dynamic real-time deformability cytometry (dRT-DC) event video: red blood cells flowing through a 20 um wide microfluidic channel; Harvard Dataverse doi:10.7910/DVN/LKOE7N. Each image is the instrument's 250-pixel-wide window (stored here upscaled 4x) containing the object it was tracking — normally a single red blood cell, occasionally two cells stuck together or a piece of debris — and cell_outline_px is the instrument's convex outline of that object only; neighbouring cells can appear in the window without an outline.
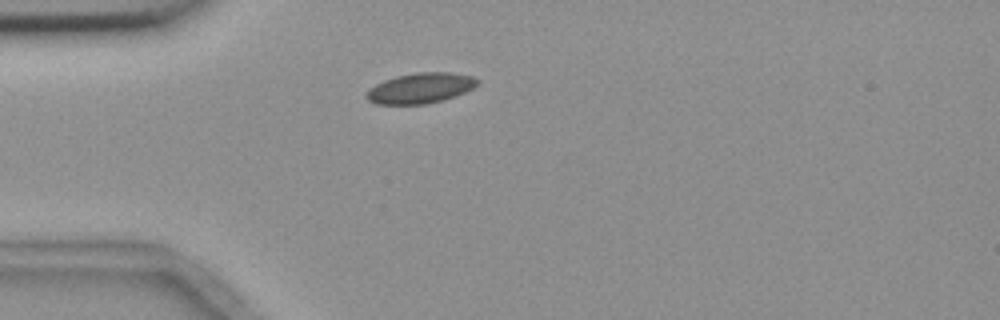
{"species": "common noctule bat (a hibernating species)", "species_latin": "Nyctalus noctula", "temperature_condition": "room temperature", "stored_images_in_passage": 3, "camera_frame_rate_fps": 3000, "um_per_image_px": 0.085, "animal": {"sex": "female", "body_mass_g": 18.4}, "frame": {"image": 1, "passage_image": 3, "time_ms": 2.333, "image_size_px": [1000, 320], "cell_outline_px": [[480, 80], [472, 88], [464, 92], [440, 100], [424, 104], [376, 104], [368, 100], [364, 96], [368, 88], [384, 80], [396, 76], [416, 72], [452, 72], [472, 76]], "centroid_in_image_um": [35.68, 7.48], "position_along_channel_um": 49.3, "area_um2": 19.54}}